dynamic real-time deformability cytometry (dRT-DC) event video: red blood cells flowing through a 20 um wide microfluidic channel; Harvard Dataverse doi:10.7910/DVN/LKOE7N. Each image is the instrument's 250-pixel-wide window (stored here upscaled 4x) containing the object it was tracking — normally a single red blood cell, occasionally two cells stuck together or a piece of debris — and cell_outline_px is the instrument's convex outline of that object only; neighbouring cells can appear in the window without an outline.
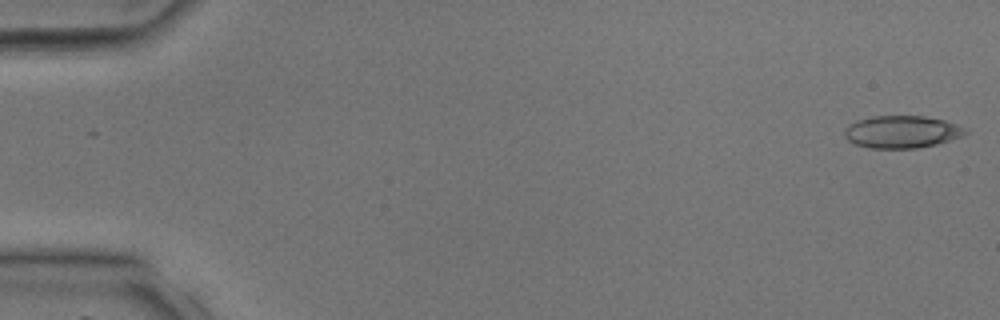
{"species": "common noctule bat (a hibernating species)", "species_latin": "Nyctalus noctula", "temperature_condition": "room temperature", "stored_images_in_passage": 39, "camera_frame_rate_fps": 3000, "um_per_image_px": 0.085, "animal": {"sex": "male", "body_mass_g": 17.9, "forearm_length_mm": 54.2}, "frame": {"image": 1, "passage_image": 1, "time_ms": 0.0, "image_size_px": [1000, 320], "cell_outline_px": [[968, 132], [960, 136], [936, 144], [916, 148], [868, 148], [856, 144], [848, 140], [844, 136], [844, 128], [848, 124], [856, 120], [872, 116], [924, 116], [944, 120], [960, 124], [968, 128]], "centroid_in_image_um": [76.64, 11.19], "position_along_channel_um": 8.4, "area_um2": 22.95}}
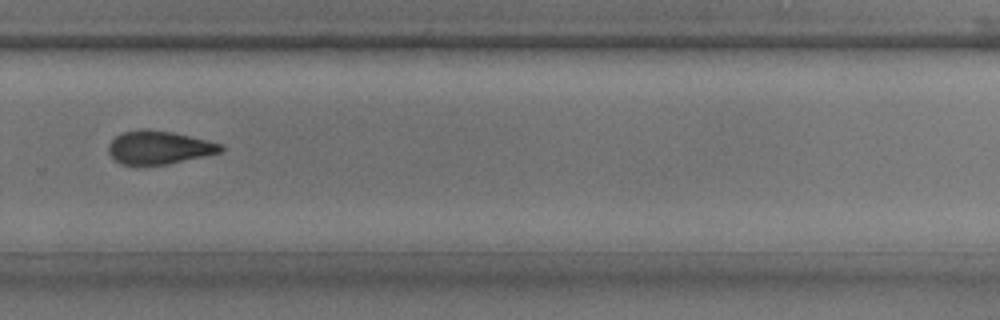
{"frame": {"image": 2, "passage_image": 27, "time_ms": 8.667, "image_size_px": [1000, 320], "cell_outline_px": [[224, 152], [164, 164], [120, 164], [108, 152], [108, 144], [116, 136], [124, 132], [140, 128], [148, 128], [172, 132], [224, 144]], "centroid_in_image_um": [13.53, 12.51], "position_along_channel_um": 316.3, "area_um2": 21.68}}
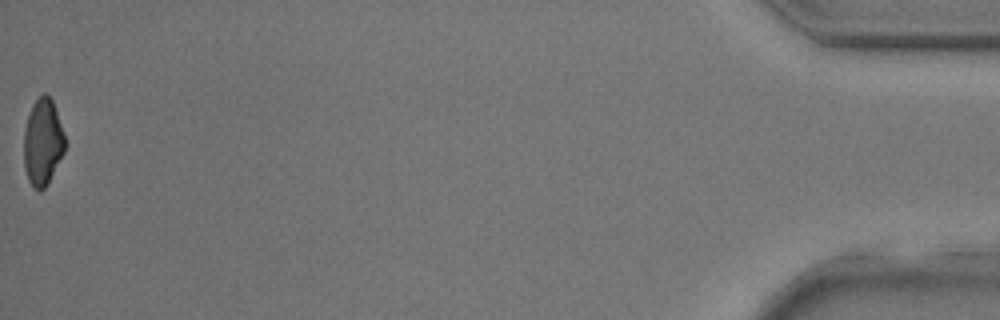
{"frame": {"image": 3, "passage_image": 39, "time_ms": 12.667, "image_size_px": [1000, 320], "cell_outline_px": [[64, 152], [44, 188], [40, 192], [28, 180], [24, 168], [24, 132], [28, 116], [32, 104], [44, 92], [52, 100], [64, 136]], "centroid_in_image_um": [3.6, 12.08], "position_along_channel_um": 431.6, "area_um2": 20.17}}